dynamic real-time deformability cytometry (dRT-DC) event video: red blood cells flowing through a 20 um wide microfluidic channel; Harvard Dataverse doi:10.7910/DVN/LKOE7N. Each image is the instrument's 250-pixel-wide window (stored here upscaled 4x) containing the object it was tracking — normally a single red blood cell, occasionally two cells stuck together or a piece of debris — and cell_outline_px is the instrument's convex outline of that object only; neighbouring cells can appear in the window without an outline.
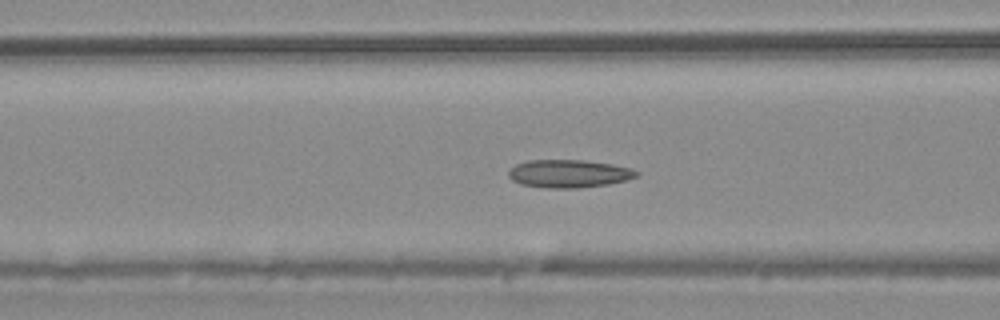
{"species": "common noctule bat (a hibernating species)", "species_latin": "Nyctalus noctula", "temperature_condition": "warm", "stored_images_in_passage": 38, "camera_frame_rate_fps": 3000, "um_per_image_px": 0.085, "animal": {"sex": "male", "body_mass_g": 20.4}, "frame": {"image": 1, "passage_image": 5, "time_ms": 1.333, "image_size_px": [1000, 320], "cell_outline_px": [[640, 176], [628, 180], [608, 184], [576, 188], [548, 188], [520, 184], [512, 180], [508, 176], [508, 172], [516, 164], [528, 160], [584, 160], [612, 164], [632, 168], [640, 172]], "centroid_in_image_um": [48.4, 14.76], "position_along_channel_um": 118.2, "area_um2": 20.98}}
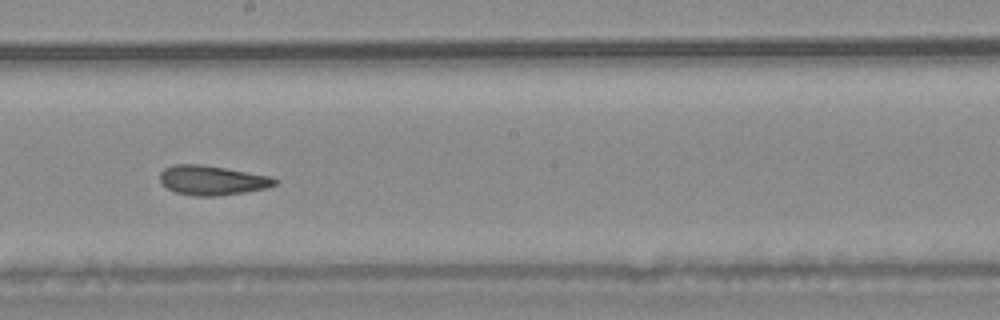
{"frame": {"image": 2, "passage_image": 14, "time_ms": 4.333, "image_size_px": [1000, 320], "cell_outline_px": [[280, 180], [276, 184], [268, 188], [244, 192], [216, 196], [196, 196], [176, 192], [168, 188], [160, 180], [160, 172], [164, 168], [172, 164], [200, 164], [272, 176]], "centroid_in_image_um": [18.06, 15.32], "position_along_channel_um": 230.1, "area_um2": 19.77}}
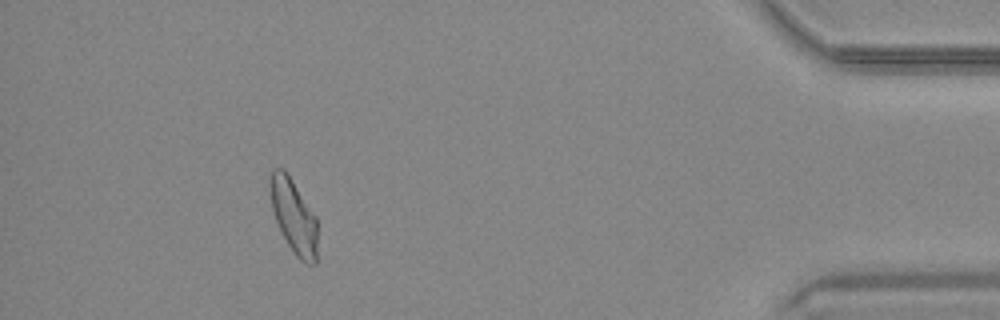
{"frame": {"image": 3, "passage_image": 33, "time_ms": 10.667, "image_size_px": [1000, 320], "cell_outline_px": [[316, 264], [304, 264], [296, 256], [288, 244], [276, 220], [272, 208], [268, 184], [268, 176], [272, 168], [284, 168], [316, 216]], "centroid_in_image_um": [24.93, 18.33], "position_along_channel_um": 410.3, "area_um2": 20.4}, "authors_computed_cell_mechanics": {"area_um2": 19.9121, "velocity_mm_per_s": 3.7355, "shape_relaxation_time_tau1_ms": null, "shape_relaxation_time_tau2_ms": 2.1518, "deformation_change_tau1": null, "deformation_change_tau2": 0.0901}}